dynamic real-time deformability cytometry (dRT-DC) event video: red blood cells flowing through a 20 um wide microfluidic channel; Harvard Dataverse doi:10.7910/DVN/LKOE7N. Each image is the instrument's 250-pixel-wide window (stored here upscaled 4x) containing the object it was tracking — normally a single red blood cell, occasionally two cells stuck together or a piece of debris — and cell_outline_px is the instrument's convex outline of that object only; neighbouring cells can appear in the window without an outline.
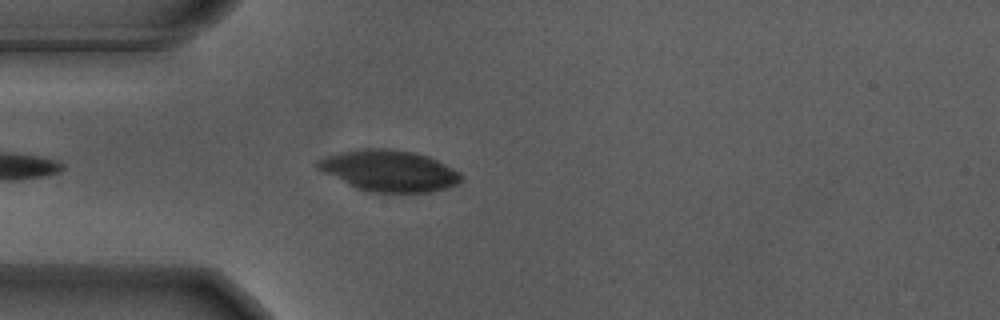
{"species": "Egyptian fruit bat (a non-hibernating species)", "species_latin": "Rousettus aegyptiacus", "temperature_condition": "warm", "stored_images_in_passage": 15, "camera_frame_rate_fps": 3000, "um_per_image_px": 0.085, "animal": {"sex": "male"}, "frame": {"image": 1, "passage_image": 1, "time_ms": 0.0, "image_size_px": [1000, 320], "cell_outline_px": [[464, 176], [456, 184], [432, 192], [368, 192], [356, 188], [316, 168], [316, 160], [324, 156], [340, 152], [360, 148], [388, 148], [412, 152], [428, 156], [460, 172]], "centroid_in_image_um": [33.05, 14.5], "position_along_channel_um": 52.0, "area_um2": 34.39}}
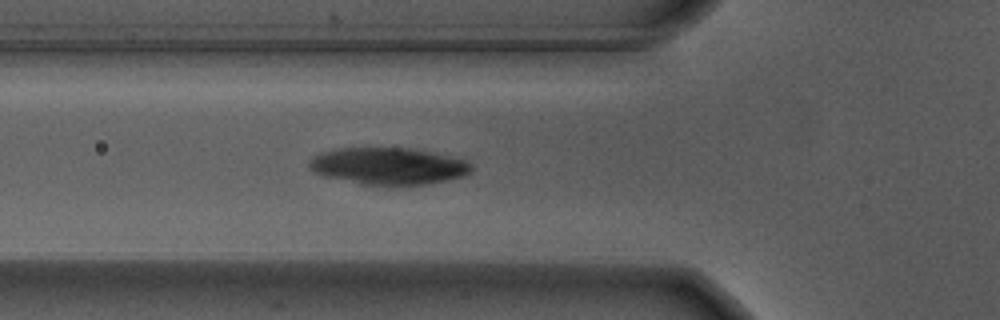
{"frame": {"image": 2, "passage_image": 5, "time_ms": 1.333, "image_size_px": [1000, 320], "cell_outline_px": [[472, 172], [464, 176], [448, 180], [428, 184], [396, 188], [388, 188], [360, 184], [320, 176], [312, 172], [308, 168], [308, 160], [312, 156], [320, 152], [340, 148], [412, 148], [432, 152], [468, 160], [472, 164]], "centroid_in_image_um": [32.99, 14.16], "position_along_channel_um": 92.8, "area_um2": 36.36}}
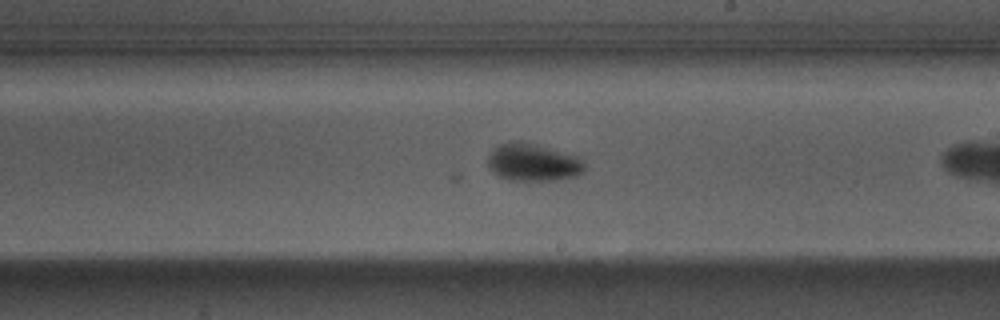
{"frame": {"image": 3, "passage_image": 14, "time_ms": 4.333, "image_size_px": [1000, 320], "cell_outline_px": [[584, 172], [576, 176], [556, 180], [508, 180], [500, 176], [488, 164], [488, 152], [492, 148], [500, 144], [512, 140], [524, 140], [580, 156], [584, 164]], "centroid_in_image_um": [45.32, 13.76], "position_along_channel_um": 243.7, "area_um2": 21.5}}